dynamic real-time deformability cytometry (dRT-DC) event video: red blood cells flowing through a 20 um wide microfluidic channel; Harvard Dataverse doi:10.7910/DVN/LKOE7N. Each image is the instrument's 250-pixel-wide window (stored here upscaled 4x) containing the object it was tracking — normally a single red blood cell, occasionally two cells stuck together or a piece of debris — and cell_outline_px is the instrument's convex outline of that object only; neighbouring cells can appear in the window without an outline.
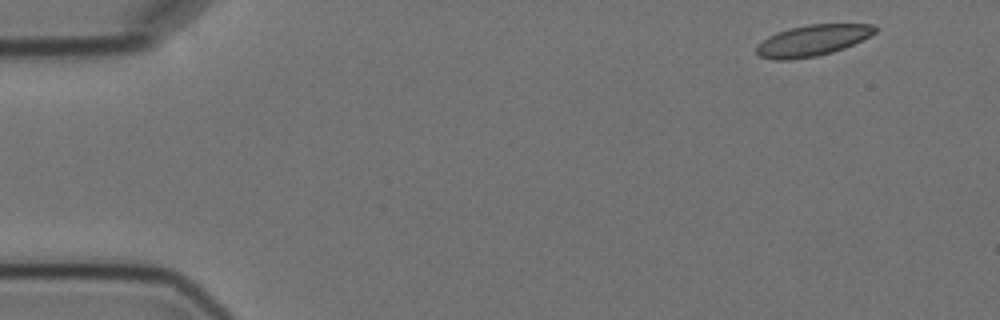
{"species": "Egyptian fruit bat (a non-hibernating species)", "species_latin": "Rousettus aegyptiacus", "temperature_condition": "cold", "stored_images_in_passage": 4, "camera_frame_rate_fps": 3000, "um_per_image_px": 0.085, "animal": {"sex": "female"}, "frame": {"image": 1, "passage_image": 1, "time_ms": 0.0, "image_size_px": [1000, 320], "cell_outline_px": [[876, 32], [844, 48], [832, 52], [816, 56], [788, 60], [772, 60], [760, 56], [756, 52], [756, 48], [768, 36], [776, 32], [808, 24], [872, 24], [876, 28]], "centroid_in_image_um": [69.03, 3.44], "position_along_channel_um": 16.0, "area_um2": 21.15}}
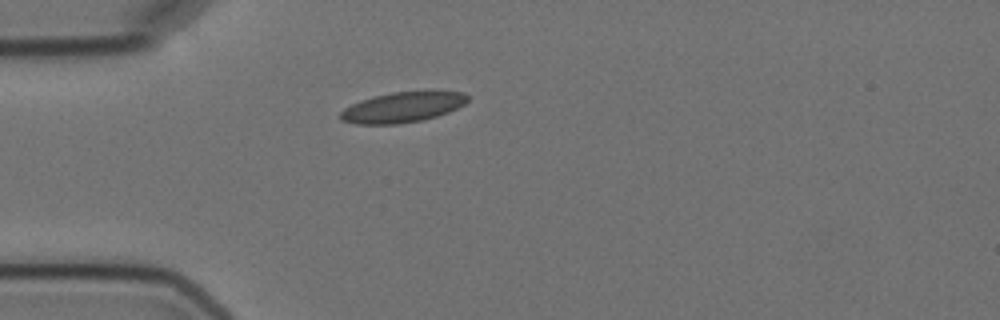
{"frame": {"image": 2, "passage_image": 3, "time_ms": 3.667, "image_size_px": [1000, 320], "cell_outline_px": [[468, 100], [464, 104], [448, 112], [424, 120], [396, 124], [356, 124], [340, 120], [340, 112], [344, 108], [360, 100], [372, 96], [392, 92], [428, 88], [432, 88], [464, 92], [468, 96]], "centroid_in_image_um": [34.27, 9.06], "position_along_channel_um": 50.7, "area_um2": 23.41}}